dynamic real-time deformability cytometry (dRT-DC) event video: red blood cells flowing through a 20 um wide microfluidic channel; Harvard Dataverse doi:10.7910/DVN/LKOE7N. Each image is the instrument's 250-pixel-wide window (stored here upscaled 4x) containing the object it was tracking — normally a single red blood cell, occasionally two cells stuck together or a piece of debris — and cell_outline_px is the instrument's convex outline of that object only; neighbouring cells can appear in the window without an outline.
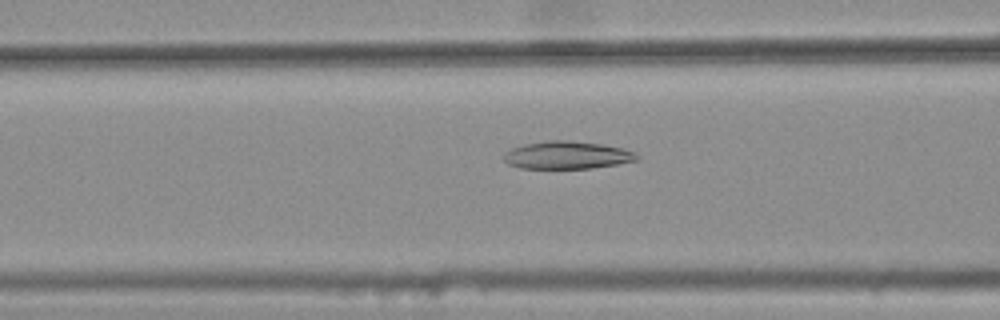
{"species": "common noctule bat (a hibernating species)", "species_latin": "Nyctalus noctula", "temperature_condition": "warm", "stored_images_in_passage": 47, "camera_frame_rate_fps": 3000, "um_per_image_px": 0.085, "animal": {"sex": "female", "body_mass_g": 25.1}, "frame": {"image": 1, "passage_image": 21, "time_ms": 6.667, "image_size_px": [1000, 320], "cell_outline_px": [[640, 156], [636, 160], [616, 164], [592, 168], [520, 168], [508, 164], [504, 160], [504, 156], [512, 148], [524, 144], [548, 140], [568, 140], [604, 144], [636, 152]], "centroid_in_image_um": [48.22, 13.18], "position_along_channel_um": 118.4, "area_um2": 21.33}}
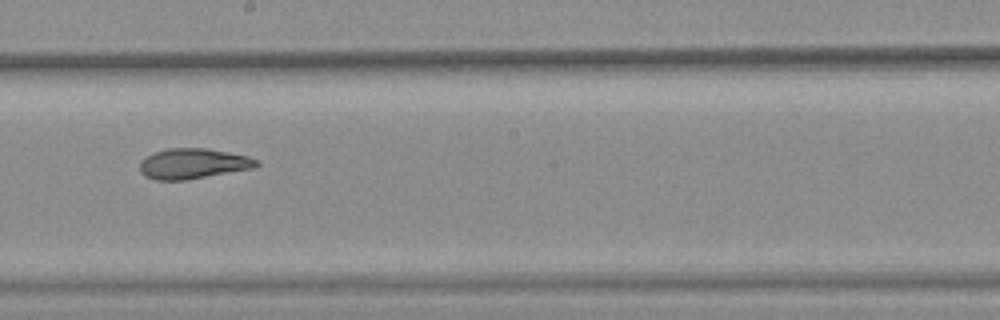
{"frame": {"image": 2, "passage_image": 30, "time_ms": 9.667, "image_size_px": [1000, 320], "cell_outline_px": [[260, 164], [256, 168], [188, 180], [156, 180], [144, 176], [140, 172], [140, 160], [156, 152], [168, 148], [204, 148], [228, 152], [248, 156], [260, 160]], "centroid_in_image_um": [16.45, 13.92], "position_along_channel_um": 231.7, "area_um2": 20.87}}
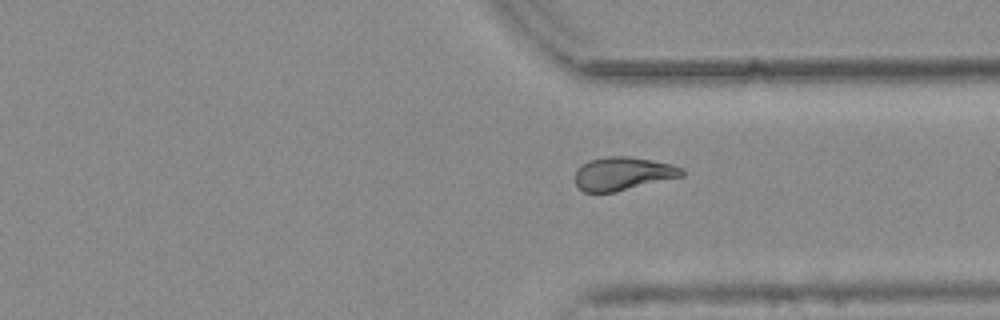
{"frame": {"image": 3, "passage_image": 40, "time_ms": 13.0, "image_size_px": [1000, 320], "cell_outline_px": [[684, 176], [616, 192], [584, 192], [576, 184], [576, 168], [588, 160], [604, 156], [628, 156], [652, 160], [672, 164], [684, 168]], "centroid_in_image_um": [52.96, 14.75], "position_along_channel_um": 358.4, "area_um2": 20.92}, "authors_computed_cell_mechanics": {"area_um2": 21.3282, "velocity_mm_per_s": 3.79, "shape_relaxation_time_tau1_ms": null, "shape_relaxation_time_tau2_ms": 2.1548, "deformation_change_tau1": null, "deformation_change_tau2": 0.0914}}